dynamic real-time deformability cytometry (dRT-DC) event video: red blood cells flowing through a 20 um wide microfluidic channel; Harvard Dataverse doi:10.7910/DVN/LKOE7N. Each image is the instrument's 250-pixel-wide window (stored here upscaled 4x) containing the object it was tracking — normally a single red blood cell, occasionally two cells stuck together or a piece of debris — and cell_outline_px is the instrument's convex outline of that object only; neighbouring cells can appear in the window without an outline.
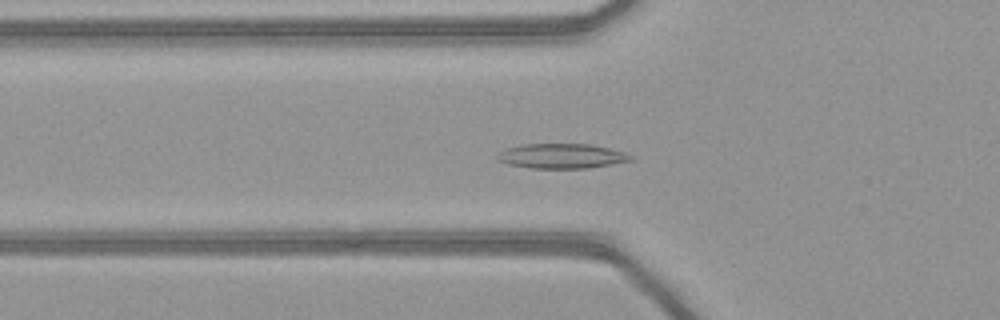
{"species": "common noctule bat (a hibernating species)", "species_latin": "Nyctalus noctula", "temperature_condition": "warm", "stored_images_in_passage": 46, "camera_frame_rate_fps": 3000, "um_per_image_px": 0.085, "animal": {"sex": "female", "body_mass_g": 21.9}, "frame": {"image": 1, "passage_image": 14, "time_ms": 4.333, "image_size_px": [1000, 320], "cell_outline_px": [[636, 160], [588, 168], [532, 168], [508, 164], [496, 160], [496, 156], [504, 148], [520, 144], [592, 144], [624, 152], [632, 156]], "centroid_in_image_um": [47.73, 13.26], "position_along_channel_um": 78.1, "area_um2": 19.42}}
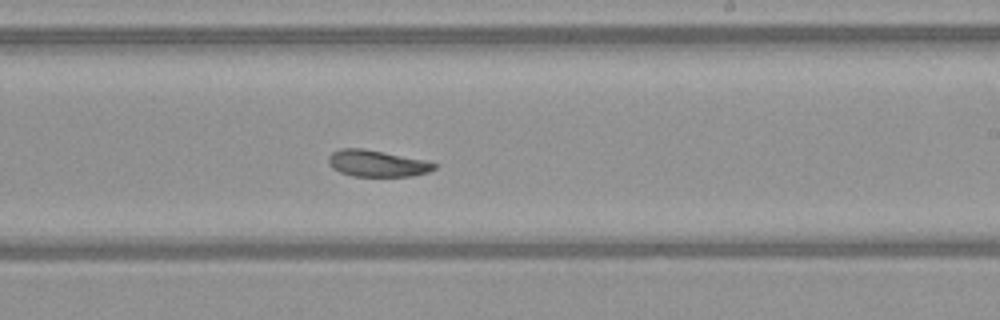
{"frame": {"image": 2, "passage_image": 27, "time_ms": 8.667, "image_size_px": [1000, 320], "cell_outline_px": [[436, 168], [428, 172], [412, 176], [352, 176], [340, 172], [332, 168], [328, 164], [328, 156], [332, 152], [340, 148], [364, 148], [428, 160], [436, 164]], "centroid_in_image_um": [32.04, 13.88], "position_along_channel_um": 257.0, "area_um2": 16.59}}
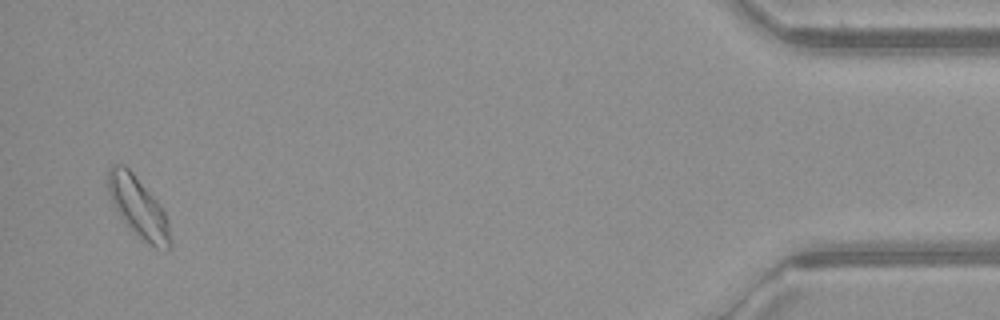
{"frame": {"image": 3, "passage_image": 45, "time_ms": 14.667, "image_size_px": [1000, 320], "cell_outline_px": [[172, 244], [168, 252], [164, 252], [140, 240], [124, 224], [112, 204], [108, 196], [108, 168], [112, 164], [124, 164], [132, 172], [160, 204], [168, 220]], "centroid_in_image_um": [11.76, 17.68], "position_along_channel_um": 423.4, "area_um2": 22.54}, "authors_computed_cell_mechanics": {"area_um2": 18.1781, "velocity_mm_per_s": 4.101, "shape_relaxation_time_tau1_ms": null, "shape_relaxation_time_tau2_ms": 10.0915, "deformation_change_tau1": null, "deformation_change_tau2": 0.1805}}